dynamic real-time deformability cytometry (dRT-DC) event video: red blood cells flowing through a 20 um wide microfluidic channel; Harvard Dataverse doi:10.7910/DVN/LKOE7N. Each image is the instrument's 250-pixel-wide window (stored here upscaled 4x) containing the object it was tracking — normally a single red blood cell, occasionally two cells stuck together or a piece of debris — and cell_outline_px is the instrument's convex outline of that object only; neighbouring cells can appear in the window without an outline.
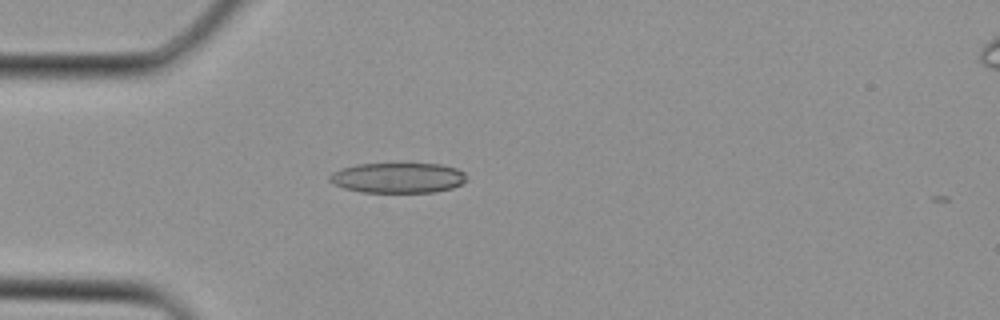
{"species": "Egyptian fruit bat (a non-hibernating species)", "species_latin": "Rousettus aegyptiacus", "temperature_condition": "cold", "stored_images_in_passage": 2, "camera_frame_rate_fps": 3000, "um_per_image_px": 0.085, "animal": {"sex": "female"}, "frame": {"image": 1, "passage_image": 2, "time_ms": 0.333, "image_size_px": [1000, 320], "cell_outline_px": [[464, 180], [460, 184], [452, 188], [436, 192], [360, 192], [344, 188], [328, 180], [328, 176], [332, 172], [356, 164], [440, 164], [456, 168], [464, 172]], "centroid_in_image_um": [33.8, 15.12], "position_along_channel_um": 51.2, "area_um2": 23.93}}